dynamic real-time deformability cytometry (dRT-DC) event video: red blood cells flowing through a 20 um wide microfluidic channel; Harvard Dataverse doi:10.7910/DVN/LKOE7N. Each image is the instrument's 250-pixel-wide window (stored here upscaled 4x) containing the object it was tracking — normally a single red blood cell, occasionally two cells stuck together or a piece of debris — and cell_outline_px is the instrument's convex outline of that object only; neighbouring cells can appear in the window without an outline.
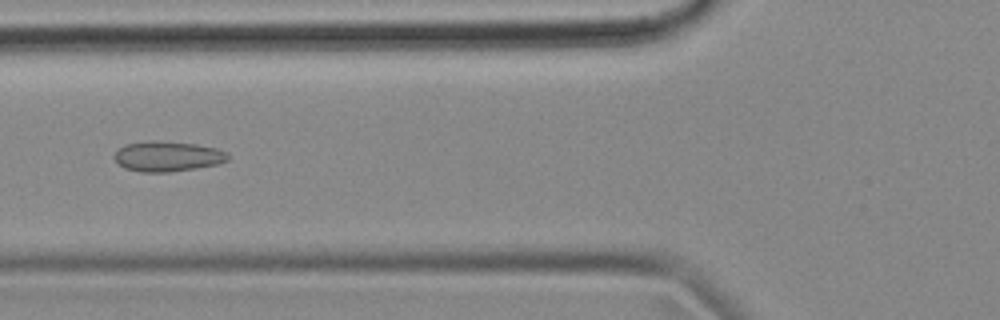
{"species": "common noctule bat (a hibernating species)", "species_latin": "Nyctalus noctula", "temperature_condition": "cold", "stored_images_in_passage": 54, "camera_frame_rate_fps": 3000, "um_per_image_px": 0.085, "animal": {"sex": "female", "body_mass_g": 18.4}, "frame": {"image": 1, "passage_image": 20, "time_ms": 6.333, "image_size_px": [1000, 320], "cell_outline_px": [[228, 160], [216, 164], [196, 168], [168, 172], [140, 172], [124, 168], [116, 160], [116, 152], [124, 144], [152, 140], [196, 144], [216, 148], [228, 152]], "centroid_in_image_um": [14.25, 13.29], "position_along_channel_um": 111.5, "area_um2": 19.83}}
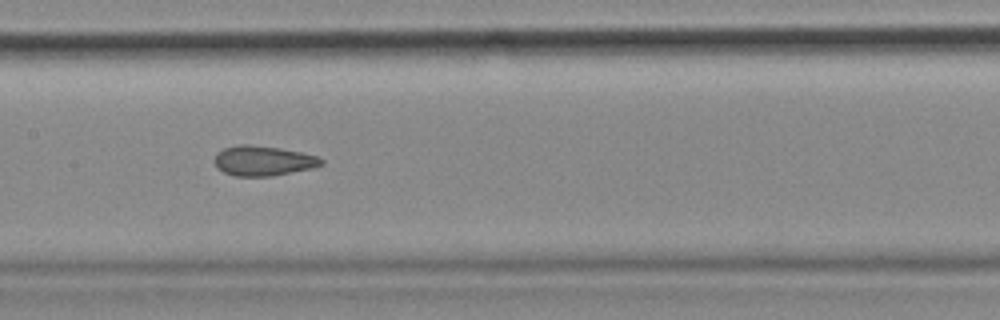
{"frame": {"image": 2, "passage_image": 26, "time_ms": 8.333, "image_size_px": [1000, 320], "cell_outline_px": [[324, 164], [312, 168], [272, 176], [236, 176], [224, 172], [216, 168], [216, 152], [224, 148], [240, 144], [248, 144], [280, 148], [300, 152], [316, 156], [324, 160]], "centroid_in_image_um": [22.37, 13.66], "position_along_channel_um": 185.0, "area_um2": 18.55}}
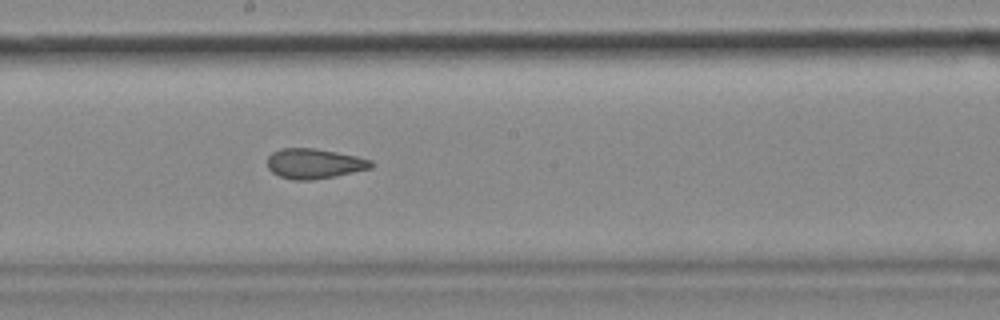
{"frame": {"image": 3, "passage_image": 29, "time_ms": 9.333, "image_size_px": [1000, 320], "cell_outline_px": [[372, 168], [336, 176], [312, 180], [292, 180], [280, 176], [272, 172], [268, 168], [268, 156], [272, 152], [280, 148], [312, 148], [336, 152], [356, 156], [372, 160]], "centroid_in_image_um": [26.7, 13.91], "position_along_channel_um": 221.5, "area_um2": 18.15}, "authors_computed_cell_mechanics": {"area_um2": 19.3341, "velocity_mm_per_s": 3.6746, "shape_relaxation_time_tau1_ms": null, "shape_relaxation_time_tau2_ms": 1.6941, "deformation_change_tau1": null, "deformation_change_tau2": 0.0858}}